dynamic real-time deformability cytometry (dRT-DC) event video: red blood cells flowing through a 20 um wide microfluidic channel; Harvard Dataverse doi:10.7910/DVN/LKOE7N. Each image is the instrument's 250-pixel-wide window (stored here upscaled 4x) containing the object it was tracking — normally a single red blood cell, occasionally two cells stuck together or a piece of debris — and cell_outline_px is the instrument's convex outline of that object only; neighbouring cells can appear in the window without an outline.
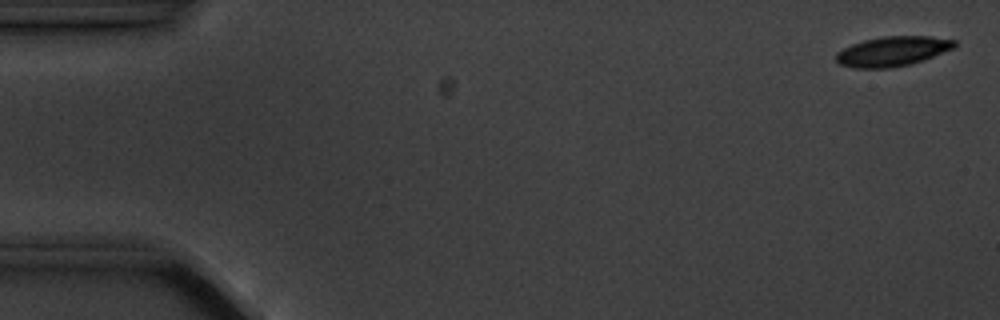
{"species": "common noctule bat (a hibernating species)", "species_latin": "Nyctalus noctula", "temperature_condition": "cold", "stored_images_in_passage": 5, "camera_frame_rate_fps": 3000, "um_per_image_px": 0.085, "animal": {"sex": "male", "body_mass_g": 20.1, "forearm_length_mm": 53.5}, "frame": {"image": 1, "passage_image": 1, "time_ms": 0.0, "image_size_px": [1000, 320], "cell_outline_px": [[956, 44], [952, 48], [924, 60], [912, 64], [888, 68], [852, 68], [840, 64], [836, 60], [836, 52], [852, 44], [864, 40], [884, 36], [928, 36], [956, 40]], "centroid_in_image_um": [75.84, 4.36], "position_along_channel_um": 9.2, "area_um2": 20.46}}
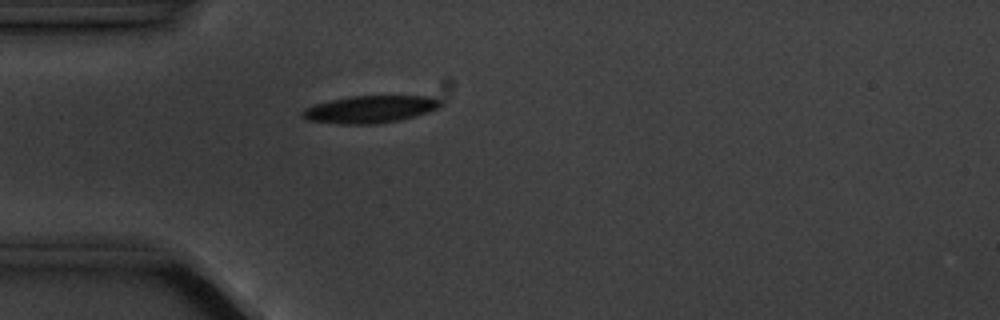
{"frame": {"image": 2, "passage_image": 5, "time_ms": 4.667, "image_size_px": [1000, 320], "cell_outline_px": [[440, 104], [436, 108], [416, 116], [400, 120], [376, 124], [340, 124], [308, 120], [300, 116], [300, 112], [304, 108], [316, 104], [348, 96], [428, 96], [440, 100]], "centroid_in_image_um": [31.4, 9.29], "position_along_channel_um": 53.6, "area_um2": 21.85}}